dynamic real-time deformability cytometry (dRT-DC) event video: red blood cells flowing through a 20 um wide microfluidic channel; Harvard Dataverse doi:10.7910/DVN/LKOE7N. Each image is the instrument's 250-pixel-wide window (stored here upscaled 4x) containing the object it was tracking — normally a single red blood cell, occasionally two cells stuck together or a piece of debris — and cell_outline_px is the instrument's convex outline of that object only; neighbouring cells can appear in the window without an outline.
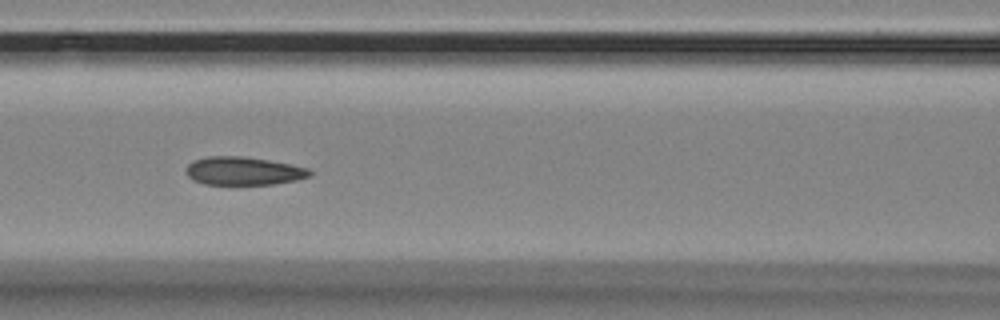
{"species": "Egyptian fruit bat (a non-hibernating species)", "species_latin": "Rousettus aegyptiacus", "temperature_condition": "room temperature", "stored_images_in_passage": 10, "camera_frame_rate_fps": 3000, "um_per_image_px": 0.085, "animal": {"sex": "female"}, "frame": {"image": 1, "passage_image": 6, "time_ms": 1.667, "image_size_px": [1000, 320], "cell_outline_px": [[312, 176], [296, 180], [276, 184], [204, 184], [192, 180], [188, 176], [188, 164], [192, 160], [208, 156], [244, 156], [292, 164], [308, 168], [312, 172]], "centroid_in_image_um": [20.73, 14.53], "position_along_channel_um": 145.9, "area_um2": 20.4}}
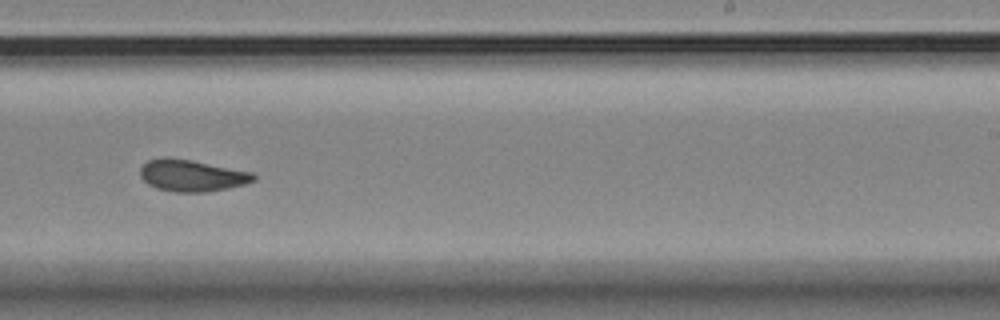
{"frame": {"image": 2, "passage_image": 9, "time_ms": 2.667, "image_size_px": [1000, 320], "cell_outline_px": [[256, 180], [248, 184], [208, 192], [172, 192], [156, 188], [148, 184], [140, 176], [140, 168], [148, 160], [164, 156], [192, 160], [252, 172], [256, 176]], "centroid_in_image_um": [16.31, 14.92], "position_along_channel_um": 272.7, "area_um2": 21.21}}
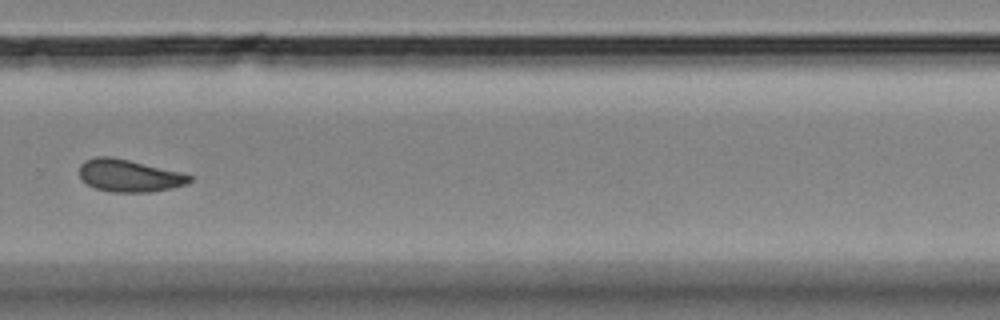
{"frame": {"image": 3, "passage_image": 10, "time_ms": 3.0, "image_size_px": [1000, 320], "cell_outline_px": [[192, 180], [188, 184], [172, 188], [148, 192], [112, 192], [96, 188], [88, 184], [80, 176], [80, 164], [84, 160], [96, 156], [112, 156], [180, 172], [192, 176]], "centroid_in_image_um": [10.98, 14.92], "position_along_channel_um": 318.8, "area_um2": 20.69}}